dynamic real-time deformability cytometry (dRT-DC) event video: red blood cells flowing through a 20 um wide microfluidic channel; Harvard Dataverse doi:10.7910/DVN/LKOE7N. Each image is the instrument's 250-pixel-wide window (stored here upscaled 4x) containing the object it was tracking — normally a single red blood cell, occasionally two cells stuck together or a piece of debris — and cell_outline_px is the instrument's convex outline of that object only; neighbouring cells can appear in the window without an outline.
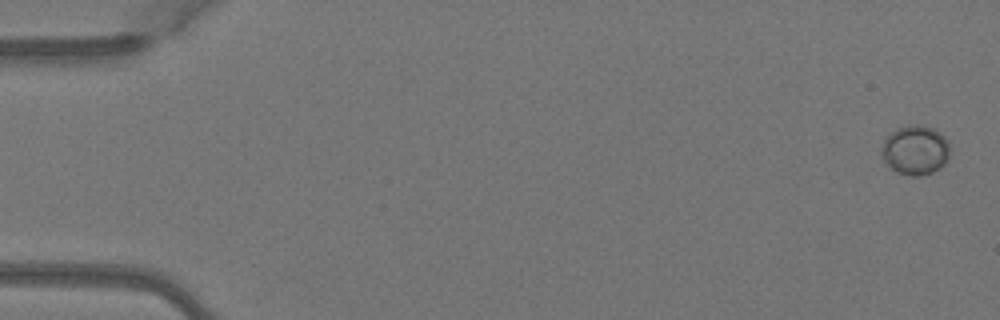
{"species": "Egyptian fruit bat (a non-hibernating species)", "species_latin": "Rousettus aegyptiacus", "temperature_condition": "warm", "stored_images_in_passage": 5, "camera_frame_rate_fps": 3000, "um_per_image_px": 0.085, "animal": {"sex": "female"}, "frame": {"image": 1, "passage_image": 1, "time_ms": 0.0, "image_size_px": [1000, 320], "cell_outline_px": [[948, 160], [940, 168], [932, 172], [920, 176], [912, 176], [896, 172], [884, 160], [880, 152], [880, 148], [884, 140], [896, 128], [908, 124], [920, 124], [932, 128], [940, 132], [948, 140]], "centroid_in_image_um": [77.79, 12.74], "position_along_channel_um": 7.2, "area_um2": 19.83}}
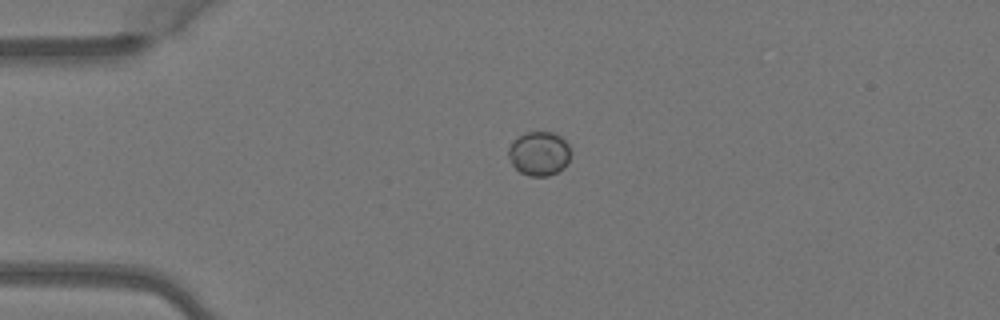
{"frame": {"image": 2, "passage_image": 4, "time_ms": 1.0, "image_size_px": [1000, 320], "cell_outline_px": [[568, 160], [564, 168], [548, 176], [532, 176], [520, 172], [512, 164], [508, 156], [508, 148], [512, 140], [528, 132], [552, 132], [560, 136], [568, 144]], "centroid_in_image_um": [45.79, 13.05], "position_along_channel_um": 39.2, "area_um2": 15.78}}